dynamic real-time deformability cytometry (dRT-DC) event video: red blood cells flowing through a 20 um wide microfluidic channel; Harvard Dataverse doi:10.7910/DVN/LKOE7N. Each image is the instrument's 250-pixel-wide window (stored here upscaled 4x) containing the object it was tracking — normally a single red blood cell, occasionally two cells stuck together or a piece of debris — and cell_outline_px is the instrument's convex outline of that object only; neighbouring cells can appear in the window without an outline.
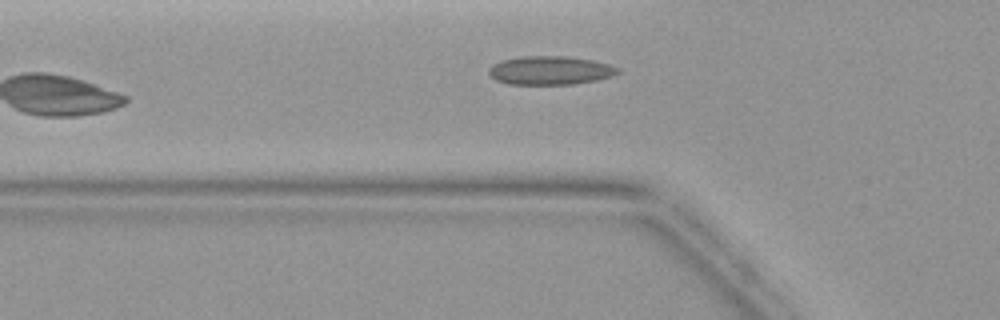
{"species": "common noctule bat (a hibernating species)", "species_latin": "Nyctalus noctula", "temperature_condition": "warm", "stored_images_in_passage": 5, "camera_frame_rate_fps": 3000, "um_per_image_px": 0.085, "animal": {"sex": "female", "body_mass_g": 19.9}, "frame": {"image": 1, "passage_image": 5, "time_ms": 5.667, "image_size_px": [1000, 320], "cell_outline_px": [[620, 72], [612, 76], [596, 80], [572, 84], [508, 84], [496, 80], [488, 72], [488, 68], [492, 64], [500, 60], [524, 56], [564, 56], [592, 60], [608, 64], [620, 68]], "centroid_in_image_um": [46.75, 5.98], "position_along_channel_um": 79.1, "area_um2": 21.5}}